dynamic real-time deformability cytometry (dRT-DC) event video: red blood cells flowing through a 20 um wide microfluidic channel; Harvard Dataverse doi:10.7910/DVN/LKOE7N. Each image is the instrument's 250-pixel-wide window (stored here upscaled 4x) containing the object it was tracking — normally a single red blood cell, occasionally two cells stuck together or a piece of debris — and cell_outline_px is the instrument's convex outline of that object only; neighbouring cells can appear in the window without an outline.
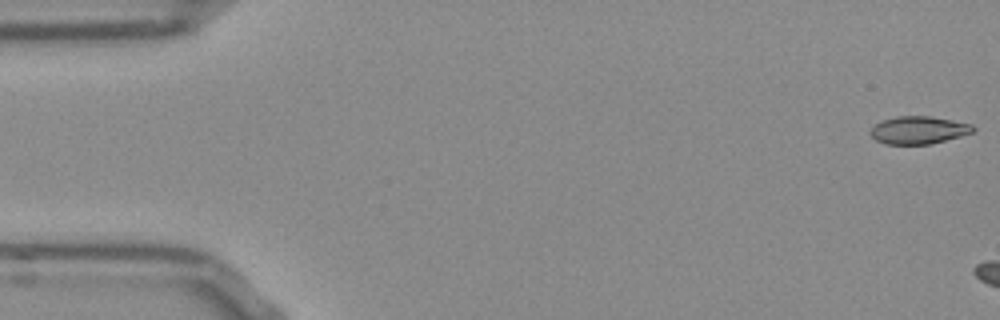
{"species": "Egyptian fruit bat (a non-hibernating species)", "species_latin": "Rousettus aegyptiacus", "temperature_condition": "room temperature", "stored_images_in_passage": 5, "camera_frame_rate_fps": 3000, "um_per_image_px": 0.085, "frame": {"image": 1, "passage_image": 1, "time_ms": 0.0, "image_size_px": [1000, 320], "cell_outline_px": [[976, 128], [972, 132], [960, 136], [928, 144], [884, 144], [876, 140], [868, 132], [876, 124], [884, 120], [896, 116], [928, 116], [952, 120], [972, 124]], "centroid_in_image_um": [78.06, 11.05], "position_along_channel_um": 6.9, "area_um2": 16.36}}